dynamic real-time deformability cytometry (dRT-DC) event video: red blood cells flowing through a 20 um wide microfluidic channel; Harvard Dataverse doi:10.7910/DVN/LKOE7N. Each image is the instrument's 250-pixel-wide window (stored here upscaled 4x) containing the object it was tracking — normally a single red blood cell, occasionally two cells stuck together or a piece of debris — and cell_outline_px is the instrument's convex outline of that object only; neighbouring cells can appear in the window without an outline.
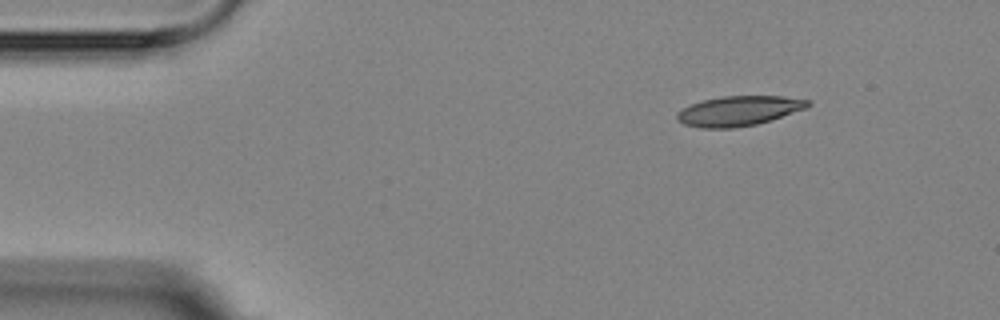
{"species": "Egyptian fruit bat (a non-hibernating species)", "species_latin": "Rousettus aegyptiacus", "temperature_condition": "room temperature", "stored_images_in_passage": 4, "camera_frame_rate_fps": 3000, "um_per_image_px": 0.085, "animal": {"sex": "female"}, "frame": {"image": 1, "passage_image": 1, "time_ms": 0.0, "image_size_px": [1000, 320], "cell_outline_px": [[812, 104], [804, 108], [756, 124], [732, 128], [700, 128], [684, 124], [676, 120], [676, 112], [692, 104], [704, 100], [720, 96], [784, 96], [808, 100]], "centroid_in_image_um": [62.73, 9.42], "position_along_channel_um": 22.3, "area_um2": 22.43}}
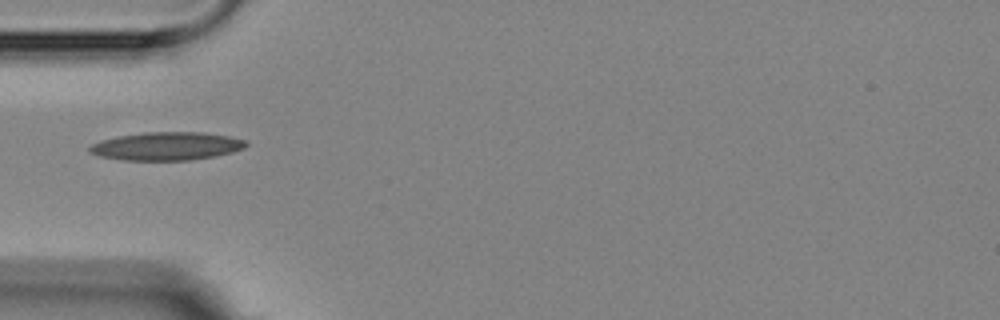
{"frame": {"image": 2, "passage_image": 4, "time_ms": 3.333, "image_size_px": [1000, 320], "cell_outline_px": [[248, 144], [244, 148], [232, 152], [216, 156], [192, 160], [120, 160], [100, 156], [88, 152], [88, 148], [92, 144], [100, 140], [116, 136], [144, 132], [204, 132], [228, 136], [248, 140]], "centroid_in_image_um": [14.16, 12.42], "position_along_channel_um": 70.8, "area_um2": 25.95}}